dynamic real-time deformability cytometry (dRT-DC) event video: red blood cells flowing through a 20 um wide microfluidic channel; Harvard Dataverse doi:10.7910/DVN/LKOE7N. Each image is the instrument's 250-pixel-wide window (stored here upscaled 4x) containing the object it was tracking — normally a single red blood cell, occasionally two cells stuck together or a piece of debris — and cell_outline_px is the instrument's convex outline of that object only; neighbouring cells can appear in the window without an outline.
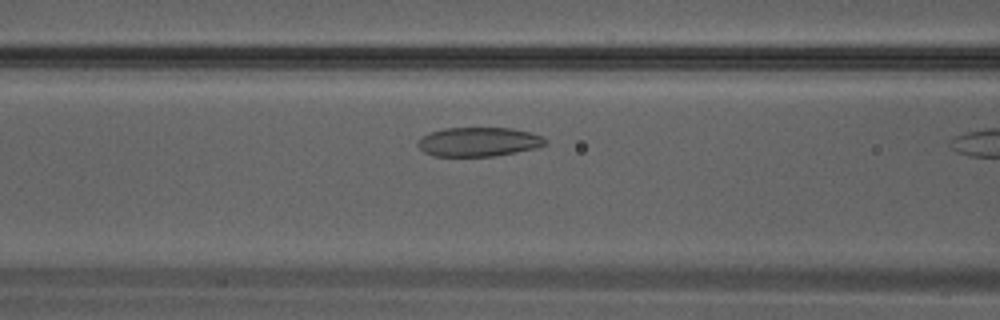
{"species": "Egyptian fruit bat (a non-hibernating species)", "species_latin": "Rousettus aegyptiacus", "temperature_condition": "warm", "stored_images_in_passage": 8, "camera_frame_rate_fps": 3000, "um_per_image_px": 0.085, "animal": {"sex": "male"}, "frame": {"image": 1, "passage_image": 7, "time_ms": 2.0, "image_size_px": [1000, 320], "cell_outline_px": [[548, 144], [536, 148], [492, 156], [432, 156], [424, 152], [416, 144], [424, 136], [432, 132], [444, 128], [512, 128], [532, 132], [548, 140]], "centroid_in_image_um": [40.72, 12.05], "position_along_channel_um": 125.9, "area_um2": 21.56}}